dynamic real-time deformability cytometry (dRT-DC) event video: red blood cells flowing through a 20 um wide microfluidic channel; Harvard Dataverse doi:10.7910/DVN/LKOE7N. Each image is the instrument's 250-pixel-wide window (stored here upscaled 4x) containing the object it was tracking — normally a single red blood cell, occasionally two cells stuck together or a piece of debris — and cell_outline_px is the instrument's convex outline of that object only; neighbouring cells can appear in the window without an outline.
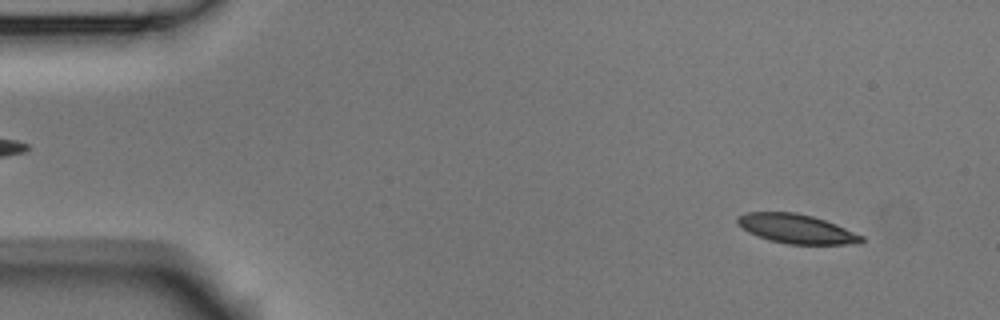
{"species": "Egyptian fruit bat (a non-hibernating species)", "species_latin": "Rousettus aegyptiacus", "temperature_condition": "room temperature", "stored_images_in_passage": 3, "camera_frame_rate_fps": 3000, "um_per_image_px": 0.085, "animal": {"sex": "male"}, "frame": {"image": 1, "passage_image": 1, "time_ms": 0.0, "image_size_px": [1000, 320], "cell_outline_px": [[864, 240], [860, 244], [788, 244], [768, 240], [748, 232], [736, 224], [736, 216], [748, 212], [796, 212], [812, 216], [836, 224], [864, 236]], "centroid_in_image_um": [67.68, 19.45], "position_along_channel_um": 17.3, "area_um2": 21.27}}